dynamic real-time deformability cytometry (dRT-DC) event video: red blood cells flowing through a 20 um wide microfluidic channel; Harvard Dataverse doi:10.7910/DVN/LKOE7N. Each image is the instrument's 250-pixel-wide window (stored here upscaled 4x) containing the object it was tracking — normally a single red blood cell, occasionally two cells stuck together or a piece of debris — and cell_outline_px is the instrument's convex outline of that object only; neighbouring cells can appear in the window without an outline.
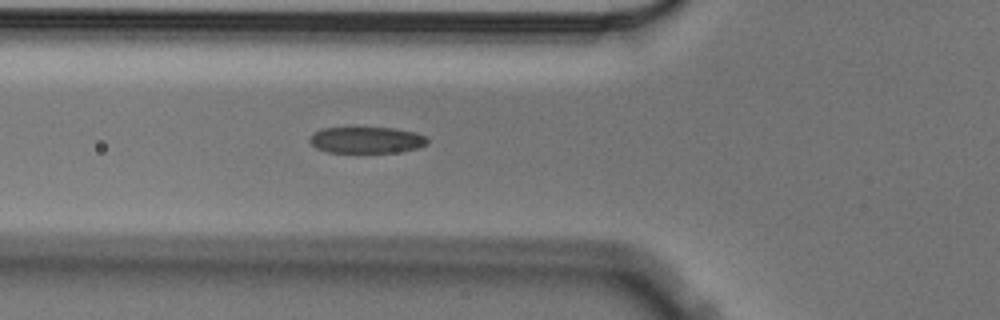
{"species": "Egyptian fruit bat (a non-hibernating species)", "species_latin": "Rousettus aegyptiacus", "temperature_condition": "cold", "stored_images_in_passage": 2, "camera_frame_rate_fps": 3000, "um_per_image_px": 0.085, "animal": {"sex": "male"}, "frame": {"image": 1, "passage_image": 2, "time_ms": 0.333, "image_size_px": [1000, 320], "cell_outline_px": [[428, 144], [420, 148], [396, 152], [328, 152], [316, 148], [308, 140], [312, 132], [320, 128], [396, 128], [416, 132], [424, 136], [428, 140]], "centroid_in_image_um": [31.15, 11.9], "position_along_channel_um": 94.6, "area_um2": 18.21}}